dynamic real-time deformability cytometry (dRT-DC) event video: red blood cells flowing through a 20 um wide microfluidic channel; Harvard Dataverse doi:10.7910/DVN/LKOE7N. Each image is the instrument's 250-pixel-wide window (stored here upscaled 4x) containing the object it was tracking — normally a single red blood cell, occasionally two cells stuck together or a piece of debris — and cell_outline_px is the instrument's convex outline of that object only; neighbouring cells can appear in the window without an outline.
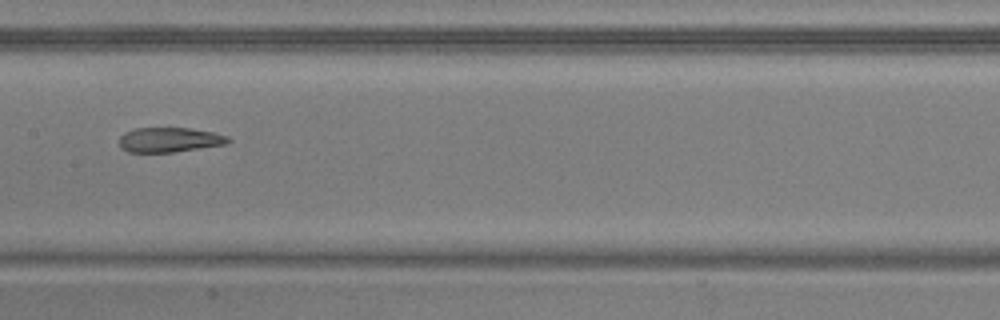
{"species": "common noctule bat (a hibernating species)", "species_latin": "Nyctalus noctula", "temperature_condition": "warm", "stored_images_in_passage": 37, "camera_frame_rate_fps": 3000, "um_per_image_px": 0.085, "animal": {"sex": "male", "body_mass_g": 20.5, "forearm_length_mm": 52.5}, "frame": {"image": 1, "passage_image": 11, "time_ms": 3.333, "image_size_px": [1000, 320], "cell_outline_px": [[232, 140], [228, 144], [172, 152], [128, 152], [120, 148], [120, 136], [124, 132], [136, 128], [192, 128], [212, 132], [228, 136]], "centroid_in_image_um": [14.42, 11.88], "position_along_channel_um": 193.0, "area_um2": 15.78}, "authors_computed_cell_mechanics": {"area_um2": 17.918, "velocity_mm_per_s": 3.8057, "shape_relaxation_time_tau1_ms": null, "shape_relaxation_time_tau2_ms": 2.7172, "deformation_change_tau1": null, "deformation_change_tau2": 0.1099}}